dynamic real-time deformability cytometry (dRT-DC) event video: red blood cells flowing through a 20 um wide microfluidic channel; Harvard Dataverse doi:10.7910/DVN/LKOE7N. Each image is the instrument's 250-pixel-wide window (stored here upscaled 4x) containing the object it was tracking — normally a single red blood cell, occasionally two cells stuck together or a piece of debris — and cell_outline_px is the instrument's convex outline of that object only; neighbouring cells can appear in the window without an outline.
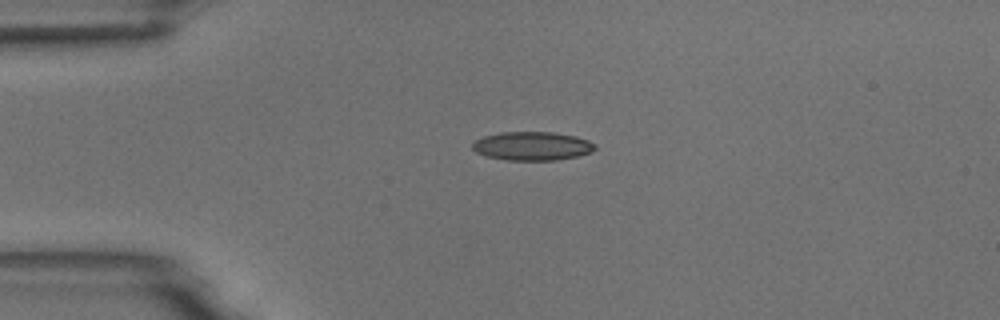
{"species": "common noctule bat (a hibernating species)", "species_latin": "Nyctalus noctula", "temperature_condition": "room temperature", "stored_images_in_passage": 4, "camera_frame_rate_fps": 3000, "um_per_image_px": 0.085, "animal": {"sex": "male", "body_mass_g": 18.8}, "frame": {"image": 1, "passage_image": 3, "time_ms": 2.333, "image_size_px": [1000, 320], "cell_outline_px": [[596, 148], [592, 152], [576, 156], [556, 160], [508, 160], [484, 156], [476, 152], [472, 148], [472, 144], [476, 140], [484, 136], [500, 132], [552, 132], [576, 136], [588, 140], [596, 144]], "centroid_in_image_um": [45.24, 12.41], "position_along_channel_um": 39.8, "area_um2": 20.52}}